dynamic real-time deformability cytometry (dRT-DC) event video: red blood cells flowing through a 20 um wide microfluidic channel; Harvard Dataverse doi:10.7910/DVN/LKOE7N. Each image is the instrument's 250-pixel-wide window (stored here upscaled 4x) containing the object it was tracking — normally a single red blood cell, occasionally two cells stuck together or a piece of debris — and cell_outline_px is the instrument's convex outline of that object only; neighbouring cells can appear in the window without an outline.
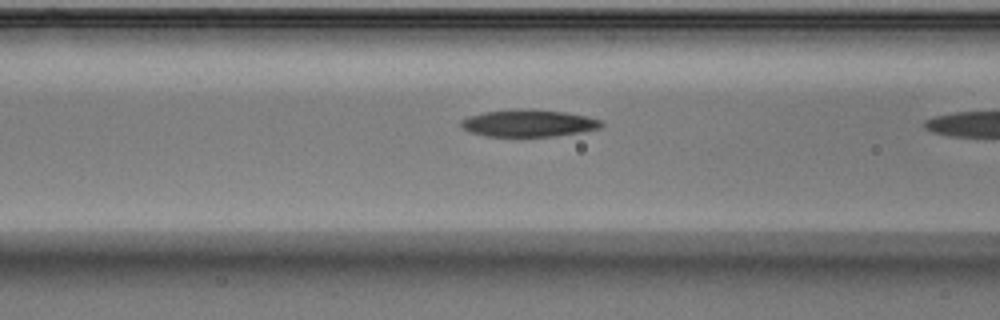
{"species": "Egyptian fruit bat (a non-hibernating species)", "species_latin": "Rousettus aegyptiacus", "temperature_condition": "warm", "stored_images_in_passage": 19, "camera_frame_rate_fps": 3000, "um_per_image_px": 0.085, "animal": {"sex": "male"}, "frame": {"image": 1, "passage_image": 18, "time_ms": 5.667, "image_size_px": [1000, 320], "cell_outline_px": [[604, 124], [600, 128], [580, 132], [556, 136], [484, 136], [468, 132], [460, 124], [460, 120], [468, 116], [484, 112], [564, 112], [584, 116], [600, 120]], "centroid_in_image_um": [44.9, 10.53], "position_along_channel_um": 121.7, "area_um2": 20.92}}